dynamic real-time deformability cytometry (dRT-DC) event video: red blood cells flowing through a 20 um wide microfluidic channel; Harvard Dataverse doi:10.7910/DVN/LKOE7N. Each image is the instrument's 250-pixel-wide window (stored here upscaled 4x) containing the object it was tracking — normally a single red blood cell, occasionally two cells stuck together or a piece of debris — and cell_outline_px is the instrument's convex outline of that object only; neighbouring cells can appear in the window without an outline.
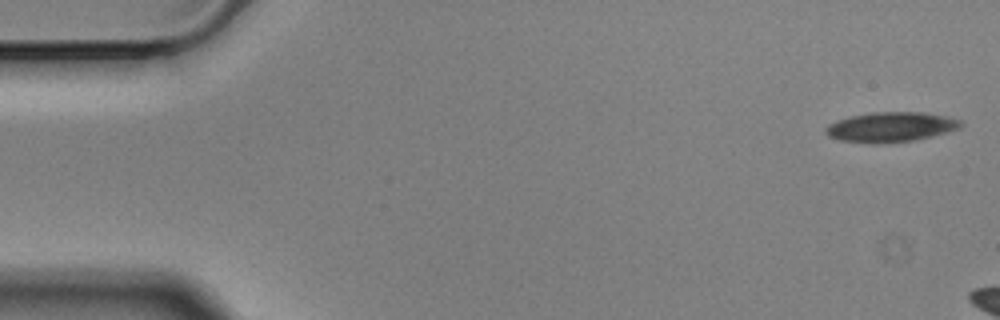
{"species": "Egyptian fruit bat (a non-hibernating species)", "species_latin": "Rousettus aegyptiacus", "temperature_condition": "cold", "stored_images_in_passage": 7, "camera_frame_rate_fps": 3000, "um_per_image_px": 0.085, "animal": {"sex": "male"}, "frame": {"image": 1, "passage_image": 1, "time_ms": 0.0, "image_size_px": [1000, 320], "cell_outline_px": [[964, 124], [960, 128], [912, 140], [840, 140], [828, 136], [824, 132], [828, 124], [836, 120], [848, 116], [872, 112], [924, 112], [944, 116], [960, 120]], "centroid_in_image_um": [75.71, 10.73], "position_along_channel_um": 9.3, "area_um2": 22.31}}